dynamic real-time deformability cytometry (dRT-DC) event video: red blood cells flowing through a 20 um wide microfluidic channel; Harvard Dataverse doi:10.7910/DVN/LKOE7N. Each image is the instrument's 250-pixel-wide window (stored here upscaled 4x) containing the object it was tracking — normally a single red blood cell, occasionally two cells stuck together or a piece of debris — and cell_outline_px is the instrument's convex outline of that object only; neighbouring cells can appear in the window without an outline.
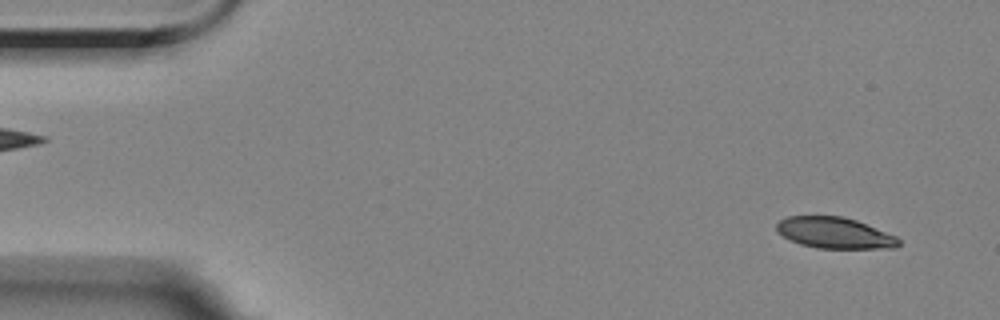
{"species": "Egyptian fruit bat (a non-hibernating species)", "species_latin": "Rousettus aegyptiacus", "temperature_condition": "room temperature", "stored_images_in_passage": 56, "camera_frame_rate_fps": 3000, "um_per_image_px": 0.085, "animal": {"sex": "female"}, "frame": {"image": 1, "passage_image": 3, "time_ms": 0.667, "image_size_px": [1000, 320], "cell_outline_px": [[900, 244], [896, 248], [816, 248], [800, 244], [776, 232], [776, 224], [780, 220], [788, 216], [840, 216], [856, 220], [896, 236], [900, 240]], "centroid_in_image_um": [70.93, 19.8], "position_along_channel_um": 14.1, "area_um2": 22.02}}
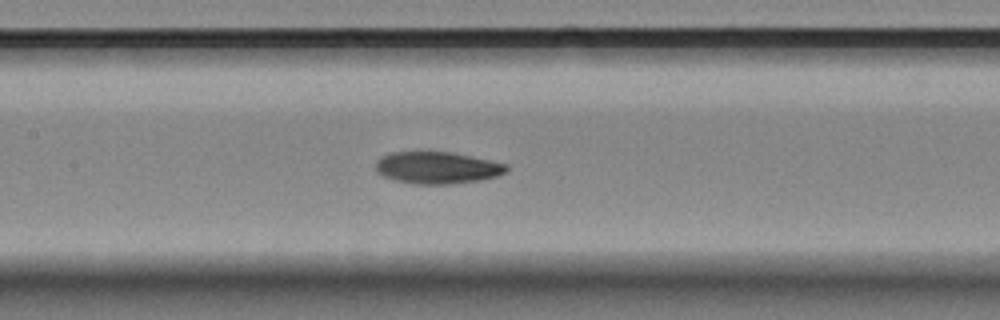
{"frame": {"image": 2, "passage_image": 25, "time_ms": 8.0, "image_size_px": [1000, 320], "cell_outline_px": [[508, 172], [496, 176], [480, 180], [448, 184], [412, 184], [396, 180], [384, 176], [376, 172], [376, 160], [392, 152], [452, 152], [508, 164]], "centroid_in_image_um": [37.18, 14.26], "position_along_channel_um": 170.2, "area_um2": 24.28}}
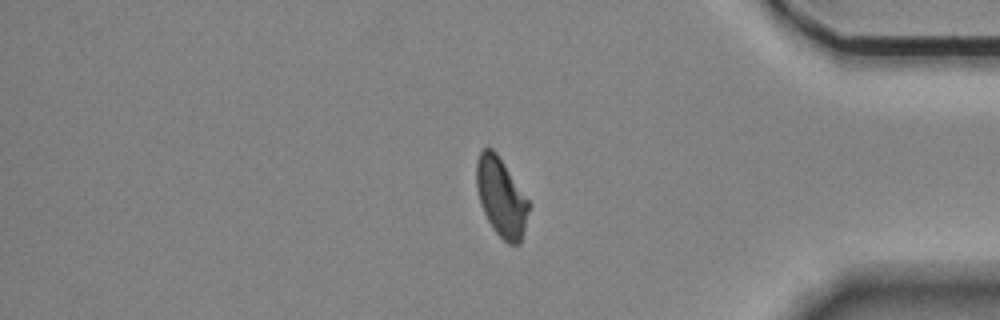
{"frame": {"image": 3, "passage_image": 46, "time_ms": 15.0, "image_size_px": [1000, 320], "cell_outline_px": [[532, 204], [524, 232], [520, 244], [508, 244], [492, 228], [480, 204], [476, 188], [476, 160], [480, 152], [484, 148], [492, 148], [496, 152]], "centroid_in_image_um": [42.62, 16.77], "position_along_channel_um": 392.6, "area_um2": 24.28}, "authors_computed_cell_mechanics": {"area_um2": 24.3627, "velocity_mm_per_s": 3.5376, "shape_relaxation_time_tau1_ms": null, "shape_relaxation_time_tau2_ms": 5.9075, "deformation_change_tau1": null, "deformation_change_tau2": 0.1093}}